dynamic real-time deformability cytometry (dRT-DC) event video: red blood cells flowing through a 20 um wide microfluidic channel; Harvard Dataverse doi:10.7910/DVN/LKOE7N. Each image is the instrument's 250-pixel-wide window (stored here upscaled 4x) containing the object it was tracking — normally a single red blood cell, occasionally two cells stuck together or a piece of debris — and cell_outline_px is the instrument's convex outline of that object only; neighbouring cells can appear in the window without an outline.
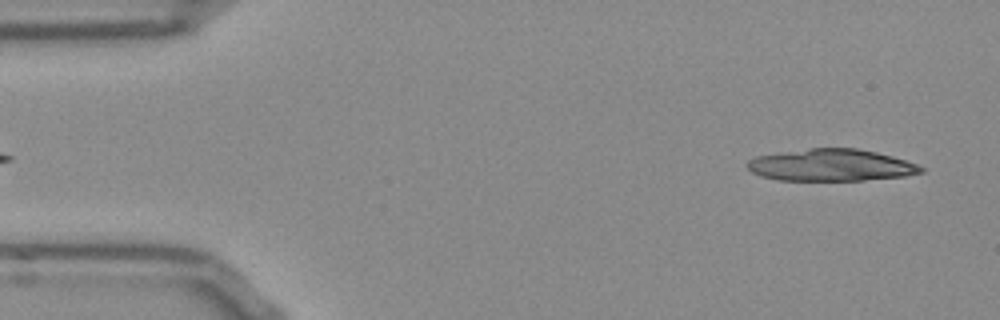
{"species": "Egyptian fruit bat (a non-hibernating species)", "species_latin": "Rousettus aegyptiacus", "temperature_condition": "room temperature", "stored_images_in_passage": 17, "camera_frame_rate_fps": 3000, "um_per_image_px": 0.085, "frame": {"image": 1, "passage_image": 2, "time_ms": 0.333, "image_size_px": [1000, 320], "cell_outline_px": [[924, 172], [904, 176], [864, 180], [776, 180], [760, 176], [752, 172], [748, 168], [748, 160], [756, 156], [780, 152], [808, 148], [856, 148], [876, 152], [892, 156], [916, 164], [924, 168]], "centroid_in_image_um": [70.62, 14.03], "position_along_channel_um": 14.4, "area_um2": 32.25}}